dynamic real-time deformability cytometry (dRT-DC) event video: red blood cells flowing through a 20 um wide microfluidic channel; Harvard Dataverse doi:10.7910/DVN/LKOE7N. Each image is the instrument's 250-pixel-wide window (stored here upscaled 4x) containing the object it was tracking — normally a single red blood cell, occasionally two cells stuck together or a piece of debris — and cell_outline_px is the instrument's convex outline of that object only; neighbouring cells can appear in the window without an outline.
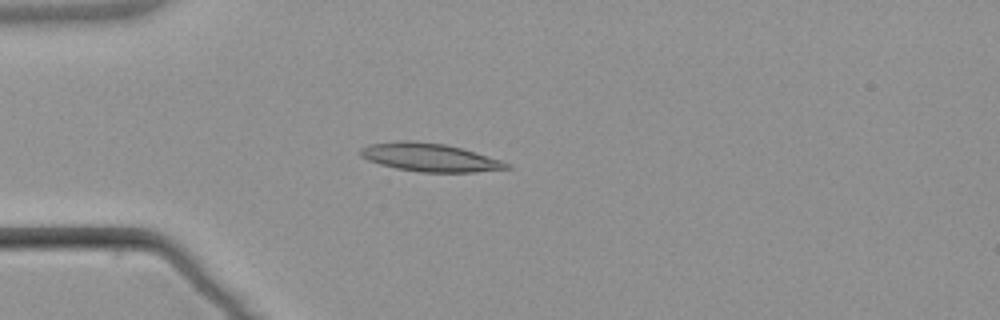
{"species": "common noctule bat (a hibernating species)", "species_latin": "Nyctalus noctula", "temperature_condition": "warm", "stored_images_in_passage": 4, "camera_frame_rate_fps": 3000, "um_per_image_px": 0.085, "animal": {"sex": "male", "body_mass_g": 21.5, "forearm_length_mm": 52.0}, "frame": {"image": 1, "passage_image": 4, "time_ms": 4.667, "image_size_px": [1000, 320], "cell_outline_px": [[516, 168], [476, 172], [420, 172], [396, 168], [380, 164], [368, 160], [360, 156], [360, 148], [368, 144], [400, 140], [408, 140], [444, 144], [460, 148], [500, 160], [512, 164]], "centroid_in_image_um": [36.53, 13.38], "position_along_channel_um": 48.5, "area_um2": 24.04}}